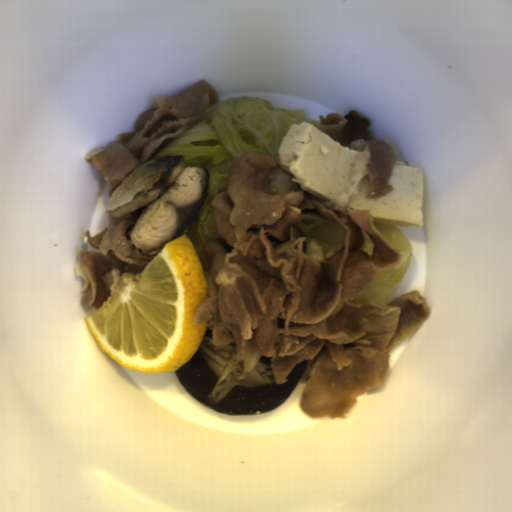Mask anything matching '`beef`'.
<instances>
[{"label":"beef","instance_id":"beef-2","mask_svg":"<svg viewBox=\"0 0 512 512\" xmlns=\"http://www.w3.org/2000/svg\"><path fill=\"white\" fill-rule=\"evenodd\" d=\"M220 98L216 88L203 80L157 97L155 107L134 122V131L121 132L86 152L84 158L108 182L111 197L135 169L155 160L168 144L206 119Z\"/></svg>","mask_w":512,"mask_h":512},{"label":"beef","instance_id":"beef-1","mask_svg":"<svg viewBox=\"0 0 512 512\" xmlns=\"http://www.w3.org/2000/svg\"><path fill=\"white\" fill-rule=\"evenodd\" d=\"M317 127L356 150L351 183L332 201L300 188L279 157L235 156L225 188L212 197L217 239L198 247L209 293L193 326L207 321L212 345H235L236 373L270 362L275 384L307 361L299 408L310 419L346 417L357 398L388 379L390 353L432 316L412 291L391 304L360 303L384 268L401 263L361 199L394 190L397 160L355 111L319 114ZM335 222L343 249L317 262L294 223L303 213Z\"/></svg>","mask_w":512,"mask_h":512},{"label":"beef","instance_id":"beef-3","mask_svg":"<svg viewBox=\"0 0 512 512\" xmlns=\"http://www.w3.org/2000/svg\"><path fill=\"white\" fill-rule=\"evenodd\" d=\"M146 207L121 218L111 217L106 227L94 235L90 230L84 233L83 243L99 251L78 250L75 276L82 278L81 300L86 308L100 309L128 282L138 281L156 256L142 255L129 237V229Z\"/></svg>","mask_w":512,"mask_h":512}]
</instances>
